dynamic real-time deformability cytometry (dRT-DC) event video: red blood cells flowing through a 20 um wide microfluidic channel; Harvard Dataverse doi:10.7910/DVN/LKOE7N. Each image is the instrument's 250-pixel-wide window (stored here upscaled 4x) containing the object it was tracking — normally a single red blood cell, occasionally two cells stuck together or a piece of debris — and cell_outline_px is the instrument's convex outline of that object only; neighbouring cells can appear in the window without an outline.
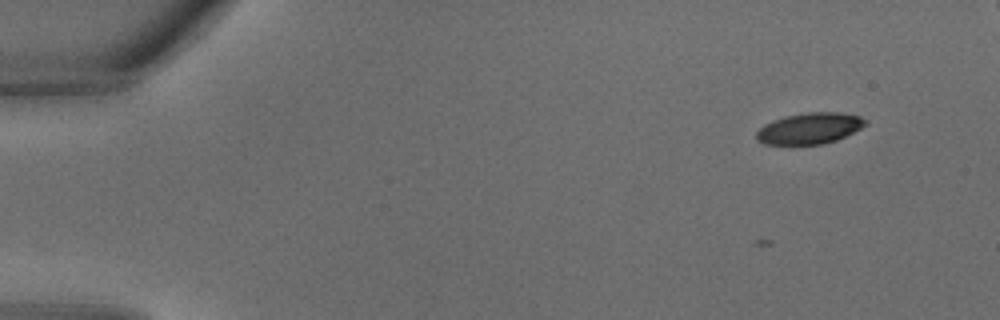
{"species": "common noctule bat (a hibernating species)", "species_latin": "Nyctalus noctula", "temperature_condition": "warm", "stored_images_in_passage": 10, "camera_frame_rate_fps": 3000, "um_per_image_px": 0.085, "animal": {"sex": "male", "body_mass_g": 18.8}, "frame": {"image": 1, "passage_image": 1, "time_ms": 0.0, "image_size_px": [1000, 320], "cell_outline_px": [[868, 124], [836, 140], [824, 144], [764, 144], [756, 140], [756, 132], [764, 124], [772, 120], [784, 116], [808, 112], [840, 112], [860, 116]], "centroid_in_image_um": [68.78, 10.9], "position_along_channel_um": 16.2, "area_um2": 19.71}}
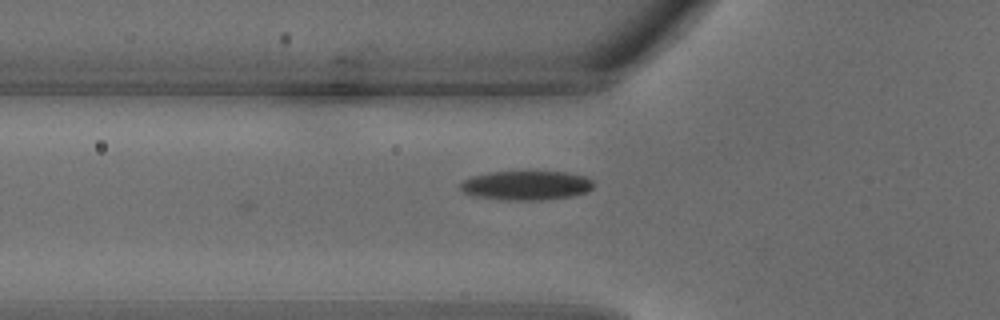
{"frame": {"image": 2, "passage_image": 10, "time_ms": 3.0, "image_size_px": [1000, 320], "cell_outline_px": [[592, 188], [588, 192], [572, 196], [544, 200], [500, 200], [476, 196], [464, 192], [460, 188], [460, 180], [472, 176], [488, 172], [564, 172], [584, 176], [592, 180]], "centroid_in_image_um": [44.7, 15.77], "position_along_channel_um": 81.1, "area_um2": 22.77}}